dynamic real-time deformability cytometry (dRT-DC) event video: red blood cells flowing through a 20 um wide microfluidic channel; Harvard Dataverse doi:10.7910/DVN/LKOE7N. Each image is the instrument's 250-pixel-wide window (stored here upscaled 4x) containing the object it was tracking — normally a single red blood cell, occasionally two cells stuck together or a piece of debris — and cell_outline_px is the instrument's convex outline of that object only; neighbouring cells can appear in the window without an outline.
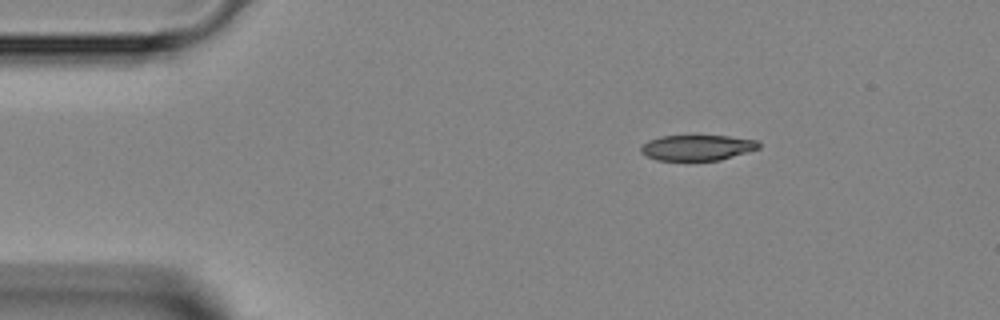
{"species": "Egyptian fruit bat (a non-hibernating species)", "species_latin": "Rousettus aegyptiacus", "temperature_condition": "room temperature", "stored_images_in_passage": 3, "camera_frame_rate_fps": 3000, "um_per_image_px": 0.085, "animal": {"sex": "female"}, "frame": {"image": 1, "passage_image": 1, "time_ms": 0.0, "image_size_px": [1000, 320], "cell_outline_px": [[760, 148], [720, 160], [656, 160], [640, 152], [640, 144], [648, 140], [660, 136], [728, 136], [756, 140], [760, 144]], "centroid_in_image_um": [59.22, 12.54], "position_along_channel_um": 25.8, "area_um2": 17.51}}